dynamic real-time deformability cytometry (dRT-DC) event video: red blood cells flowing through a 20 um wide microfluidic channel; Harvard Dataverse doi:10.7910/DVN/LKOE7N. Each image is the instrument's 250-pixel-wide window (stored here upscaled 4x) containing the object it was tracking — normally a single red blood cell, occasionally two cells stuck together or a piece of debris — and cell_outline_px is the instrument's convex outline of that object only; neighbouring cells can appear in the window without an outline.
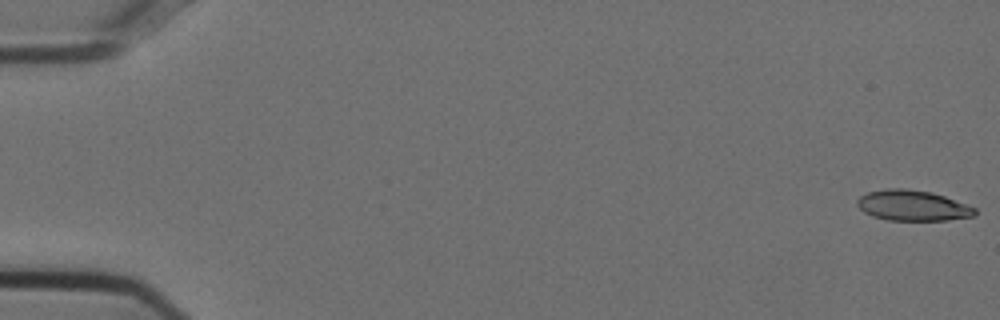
{"species": "Egyptian fruit bat (a non-hibernating species)", "species_latin": "Rousettus aegyptiacus", "temperature_condition": "cold", "stored_images_in_passage": 54, "camera_frame_rate_fps": 3000, "um_per_image_px": 0.085, "animal": {"sex": "female"}, "frame": {"image": 1, "passage_image": 1, "time_ms": 0.0, "image_size_px": [1000, 320], "cell_outline_px": [[976, 216], [948, 220], [888, 220], [872, 216], [864, 212], [856, 204], [856, 200], [860, 196], [868, 192], [888, 188], [904, 188], [932, 192], [944, 196], [976, 208]], "centroid_in_image_um": [77.56, 17.47], "position_along_channel_um": 7.4, "area_um2": 20.98}}
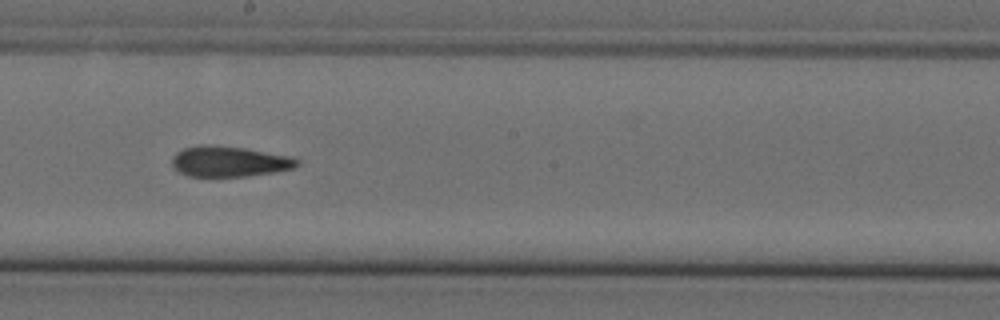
{"frame": {"image": 2, "passage_image": 31, "time_ms": 10.0, "image_size_px": [1000, 320], "cell_outline_px": [[300, 164], [292, 168], [276, 172], [248, 176], [188, 176], [172, 168], [172, 156], [176, 152], [184, 148], [200, 144], [244, 148], [288, 156], [300, 160]], "centroid_in_image_um": [19.46, 13.73], "position_along_channel_um": 228.7, "area_um2": 22.2}}
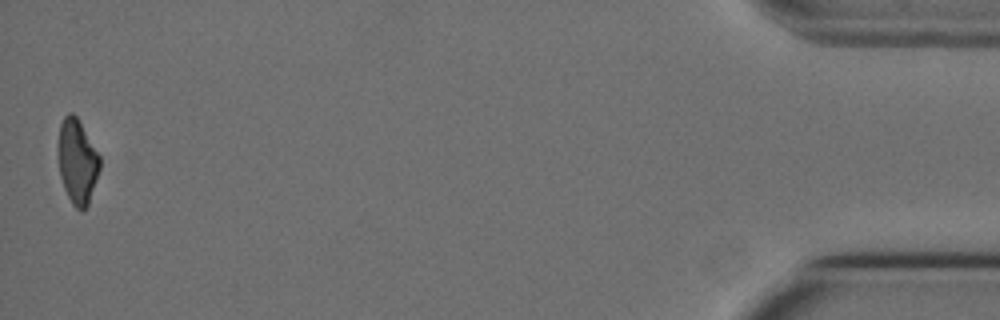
{"frame": {"image": 3, "passage_image": 54, "time_ms": 17.667, "image_size_px": [1000, 320], "cell_outline_px": [[100, 168], [88, 204], [80, 212], [72, 204], [64, 188], [60, 176], [60, 124], [64, 116], [68, 112], [72, 112], [76, 116], [100, 156]], "centroid_in_image_um": [6.59, 13.74], "position_along_channel_um": 428.6, "area_um2": 19.88}, "authors_computed_cell_mechanics": {"area_um2": 22.1952, "velocity_mm_per_s": 3.7449, "shape_relaxation_time_tau1_ms": 5.8725, "shape_relaxation_time_tau2_ms": 4.0256, "deformation_change_tau1": 0.1846, "deformation_change_tau2": 0.1414}}